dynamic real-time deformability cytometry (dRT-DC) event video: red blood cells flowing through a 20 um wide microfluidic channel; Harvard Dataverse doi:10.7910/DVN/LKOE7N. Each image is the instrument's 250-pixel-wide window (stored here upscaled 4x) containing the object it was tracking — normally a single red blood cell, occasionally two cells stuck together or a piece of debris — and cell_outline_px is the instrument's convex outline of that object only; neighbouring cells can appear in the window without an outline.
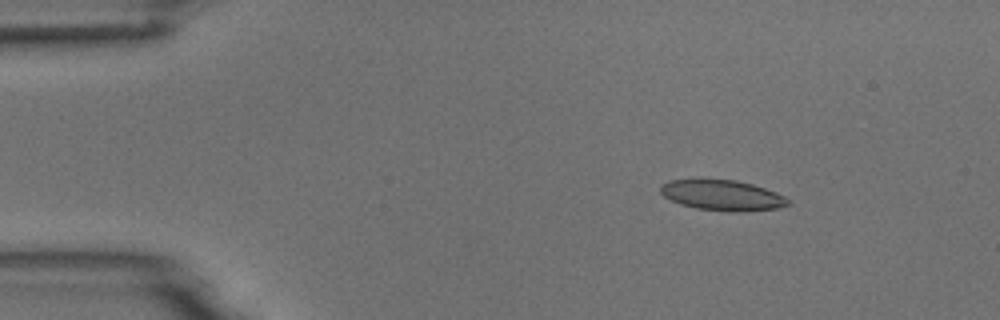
{"species": "common noctule bat (a hibernating species)", "species_latin": "Nyctalus noctula", "temperature_condition": "room temperature", "stored_images_in_passage": 5, "camera_frame_rate_fps": 3000, "um_per_image_px": 0.085, "animal": {"sex": "male", "body_mass_g": 18.8}, "frame": {"image": 1, "passage_image": 3, "time_ms": 2.333, "image_size_px": [1000, 320], "cell_outline_px": [[792, 204], [776, 208], [740, 212], [728, 212], [696, 208], [680, 204], [664, 196], [660, 192], [660, 184], [668, 180], [736, 180], [752, 184], [776, 192], [784, 196]], "centroid_in_image_um": [61.39, 16.61], "position_along_channel_um": 23.6, "area_um2": 22.54}}